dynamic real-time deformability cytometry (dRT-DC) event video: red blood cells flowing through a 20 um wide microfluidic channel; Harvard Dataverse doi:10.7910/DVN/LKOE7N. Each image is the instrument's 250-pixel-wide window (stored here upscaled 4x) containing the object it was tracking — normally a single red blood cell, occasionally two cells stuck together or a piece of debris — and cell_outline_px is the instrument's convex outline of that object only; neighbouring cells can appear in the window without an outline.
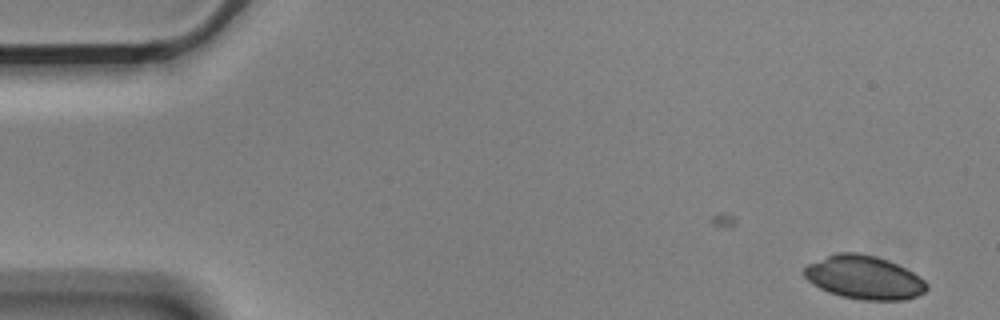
{"species": "Egyptian fruit bat (a non-hibernating species)", "species_latin": "Rousettus aegyptiacus", "temperature_condition": "cold", "stored_images_in_passage": 2, "camera_frame_rate_fps": 3000, "um_per_image_px": 0.085, "animal": {"sex": "male"}, "frame": {"image": 1, "passage_image": 2, "time_ms": 0.333, "image_size_px": [1000, 320], "cell_outline_px": [[928, 288], [924, 292], [908, 300], [860, 300], [840, 296], [828, 292], [812, 284], [804, 276], [804, 268], [808, 264], [836, 252], [856, 252], [876, 256], [888, 260], [920, 276], [928, 284]], "centroid_in_image_um": [73.45, 23.59], "position_along_channel_um": 11.5, "area_um2": 31.15}}